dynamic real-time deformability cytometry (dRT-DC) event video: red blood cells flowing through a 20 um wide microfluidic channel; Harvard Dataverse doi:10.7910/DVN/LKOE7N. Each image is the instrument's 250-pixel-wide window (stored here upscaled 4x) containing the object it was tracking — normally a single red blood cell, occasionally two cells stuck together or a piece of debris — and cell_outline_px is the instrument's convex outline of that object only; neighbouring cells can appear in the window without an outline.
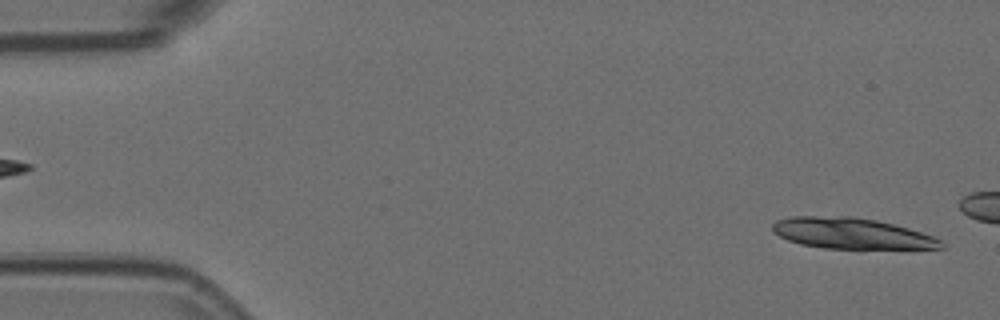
{"species": "Egyptian fruit bat (a non-hibernating species)", "species_latin": "Rousettus aegyptiacus", "temperature_condition": "room temperature", "stored_images_in_passage": 5, "segment_of_instrument_passage": [2, 2], "camera_frame_rate_fps": 3000, "um_per_image_px": 0.085, "animal": {"sex": "female"}, "frame": {"image": 1, "passage_image": 5, "time_ms": 1.333, "image_size_px": [1000, 320], "cell_outline_px": [[944, 248], [824, 248], [800, 244], [788, 240], [772, 232], [772, 224], [776, 220], [792, 216], [848, 216], [876, 220], [908, 228], [932, 236], [940, 240], [944, 244]], "centroid_in_image_um": [72.32, 19.83], "position_along_channel_um": 12.7, "area_um2": 30.06}}